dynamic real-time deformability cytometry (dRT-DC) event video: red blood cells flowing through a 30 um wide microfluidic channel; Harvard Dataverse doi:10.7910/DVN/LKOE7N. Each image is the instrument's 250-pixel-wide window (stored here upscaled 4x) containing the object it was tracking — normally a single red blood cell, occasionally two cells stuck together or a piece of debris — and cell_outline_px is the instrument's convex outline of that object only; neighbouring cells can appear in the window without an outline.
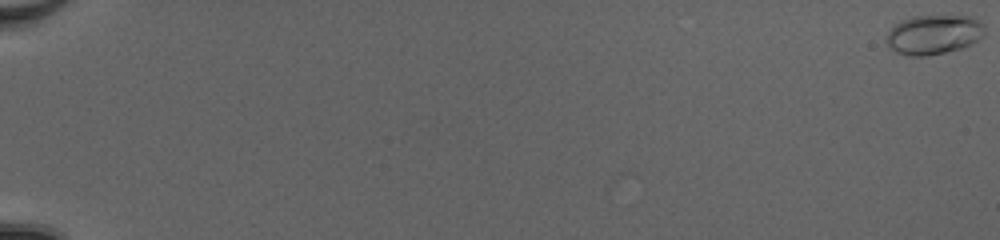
{"species": "common noctule bat (a hibernating species)", "species_latin": "Nyctalus noctula", "temperature_condition": "cold", "stored_images_in_passage": 2, "camera_frame_rate_fps": 3000, "um_per_image_px": 0.085, "animal": {"sex": "female", "body_mass_g": 20.0, "forearm_length_mm": 54.0}, "frame": {"image": 1, "passage_image": 2, "time_ms": 0.333, "image_size_px": [1000, 240], "cell_outline_px": [[984, 36], [972, 44], [960, 48], [944, 52], [924, 56], [908, 56], [896, 52], [888, 44], [888, 32], [900, 20], [912, 16], [972, 16], [984, 24]], "centroid_in_image_um": [79.4, 2.93], "position_along_channel_um": 5.6, "area_um2": 22.48}}